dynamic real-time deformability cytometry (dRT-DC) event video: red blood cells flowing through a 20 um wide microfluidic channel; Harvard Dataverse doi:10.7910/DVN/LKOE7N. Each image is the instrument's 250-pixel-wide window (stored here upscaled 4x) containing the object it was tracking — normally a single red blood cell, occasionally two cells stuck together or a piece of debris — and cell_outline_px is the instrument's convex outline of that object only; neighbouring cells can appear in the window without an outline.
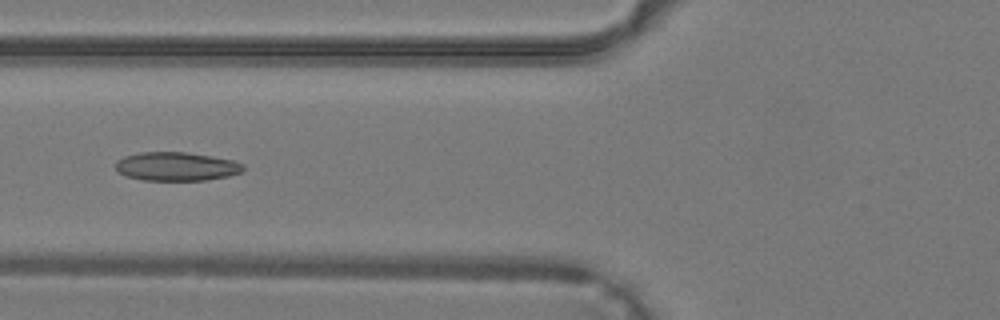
{"species": "common noctule bat (a hibernating species)", "species_latin": "Nyctalus noctula", "temperature_condition": "warm", "stored_images_in_passage": 34, "camera_frame_rate_fps": 3000, "um_per_image_px": 0.085, "animal": {"sex": "male", "body_mass_g": 19.2, "forearm_length_mm": 51.8}, "frame": {"image": 1, "passage_image": 10, "time_ms": 3.0, "image_size_px": [1000, 320], "cell_outline_px": [[244, 172], [228, 176], [204, 180], [144, 180], [124, 176], [116, 168], [116, 160], [124, 156], [140, 152], [184, 152], [212, 156], [232, 160], [244, 164]], "centroid_in_image_um": [15.0, 14.15], "position_along_channel_um": 110.8, "area_um2": 21.39}}
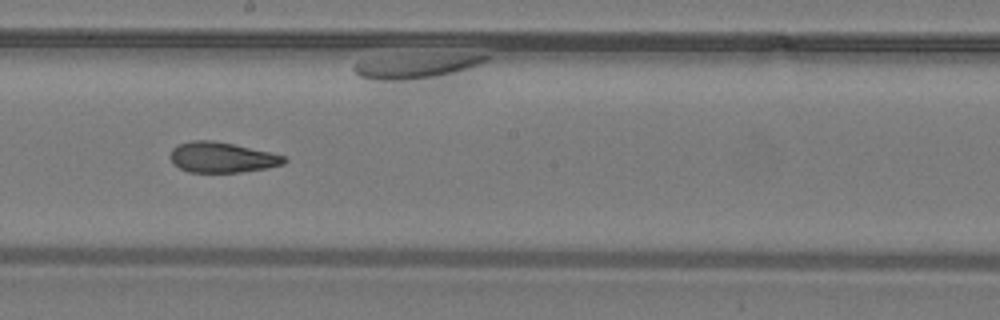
{"frame": {"image": 2, "passage_image": 17, "time_ms": 5.333, "image_size_px": [1000, 320], "cell_outline_px": [[288, 160], [284, 164], [268, 168], [240, 172], [188, 172], [172, 164], [168, 156], [172, 148], [180, 144], [192, 140], [212, 140], [232, 144], [288, 156]], "centroid_in_image_um": [18.86, 13.38], "position_along_channel_um": 229.3, "area_um2": 20.35}}
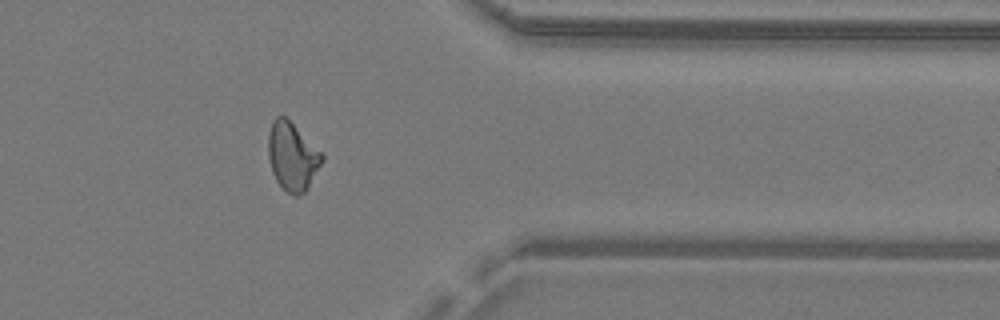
{"frame": {"image": 3, "passage_image": 27, "time_ms": 8.667, "image_size_px": [1000, 320], "cell_outline_px": [[324, 160], [308, 188], [300, 196], [296, 196], [288, 192], [276, 180], [272, 172], [268, 156], [268, 132], [272, 120], [276, 116], [284, 116], [324, 156]], "centroid_in_image_um": [24.83, 13.32], "position_along_channel_um": 386.6, "area_um2": 20.98}}